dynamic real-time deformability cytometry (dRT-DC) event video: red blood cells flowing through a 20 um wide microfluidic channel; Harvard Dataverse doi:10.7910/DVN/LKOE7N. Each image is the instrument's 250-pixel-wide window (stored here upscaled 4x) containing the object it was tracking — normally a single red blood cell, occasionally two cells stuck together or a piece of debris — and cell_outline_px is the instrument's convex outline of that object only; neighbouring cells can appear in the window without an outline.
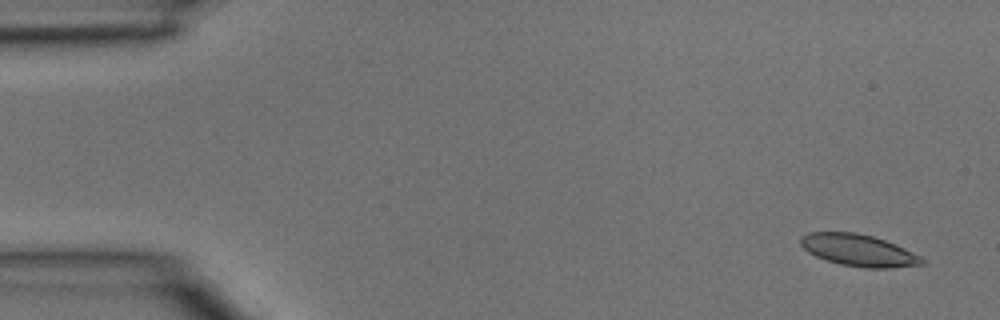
{"species": "common noctule bat (a hibernating species)", "species_latin": "Nyctalus noctula", "temperature_condition": "room temperature", "stored_images_in_passage": 4, "camera_frame_rate_fps": 3000, "um_per_image_px": 0.085, "animal": {"sex": "male", "body_mass_g": 15.6}, "frame": {"image": 1, "passage_image": 1, "time_ms": 0.0, "image_size_px": [1000, 320], "cell_outline_px": [[924, 264], [888, 268], [864, 268], [840, 264], [816, 256], [808, 252], [800, 244], [800, 236], [808, 232], [856, 232], [872, 236], [896, 244], [920, 256], [924, 260]], "centroid_in_image_um": [72.95, 21.27], "position_along_channel_um": 12.0, "area_um2": 22.43}}
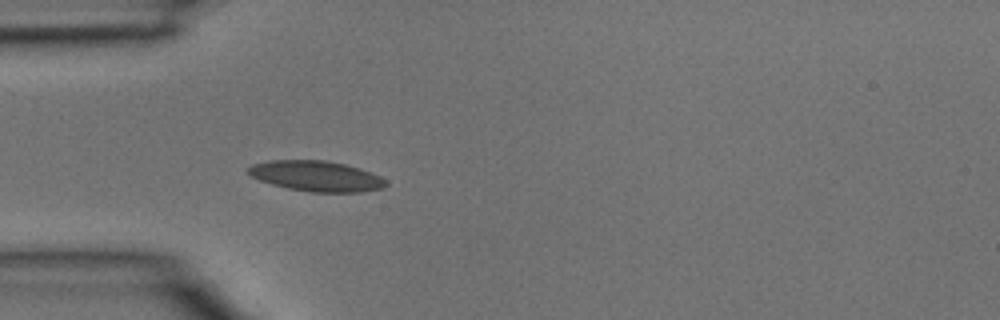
{"frame": {"image": 2, "passage_image": 4, "time_ms": 1.0, "image_size_px": [1000, 320], "cell_outline_px": [[388, 184], [384, 188], [360, 192], [312, 192], [288, 188], [272, 184], [260, 180], [252, 176], [248, 172], [248, 168], [252, 164], [268, 160], [324, 160], [344, 164], [360, 168], [380, 176], [388, 180]], "centroid_in_image_um": [26.92, 14.96], "position_along_channel_um": 58.1, "area_um2": 24.45}}